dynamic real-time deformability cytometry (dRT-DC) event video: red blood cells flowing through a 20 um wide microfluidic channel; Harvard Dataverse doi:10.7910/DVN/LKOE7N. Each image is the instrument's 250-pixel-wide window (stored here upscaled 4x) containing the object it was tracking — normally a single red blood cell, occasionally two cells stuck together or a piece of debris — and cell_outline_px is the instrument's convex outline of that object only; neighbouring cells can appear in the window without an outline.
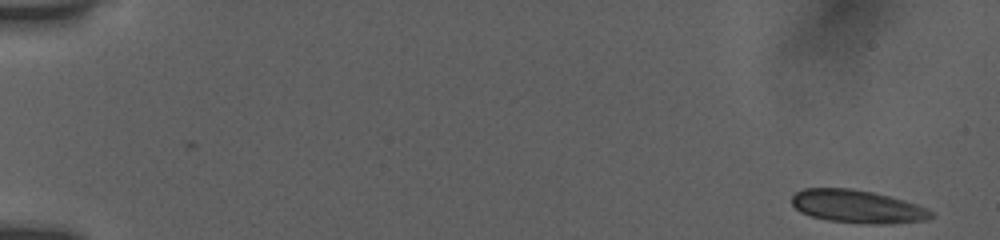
{"species": "human", "species_latin": "Homo sapiens", "temperature_condition": "room temperature", "stored_images_in_passage": 53, "camera_frame_rate_fps": 3000, "um_per_image_px": 0.085, "donor": {"sex": "female"}, "frame": {"image": 1, "passage_image": 1, "time_ms": 0.0, "image_size_px": [1000, 240], "cell_outline_px": [[936, 216], [928, 220], [880, 224], [876, 224], [828, 220], [812, 216], [800, 212], [792, 204], [792, 196], [796, 192], [804, 188], [848, 188], [872, 192], [904, 200], [928, 208]], "centroid_in_image_um": [72.9, 17.55], "position_along_channel_um": 12.1, "area_um2": 26.59}}
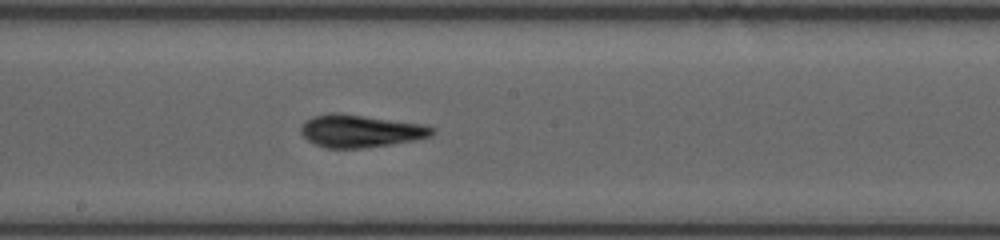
{"frame": {"image": 2, "passage_image": 30, "time_ms": 9.667, "image_size_px": [1000, 240], "cell_outline_px": [[436, 132], [432, 136], [412, 140], [388, 144], [360, 148], [324, 148], [308, 140], [300, 132], [300, 128], [304, 120], [312, 116], [328, 112], [340, 112], [420, 124], [436, 128]], "centroid_in_image_um": [30.58, 11.11], "position_along_channel_um": 217.6, "area_um2": 24.91}}
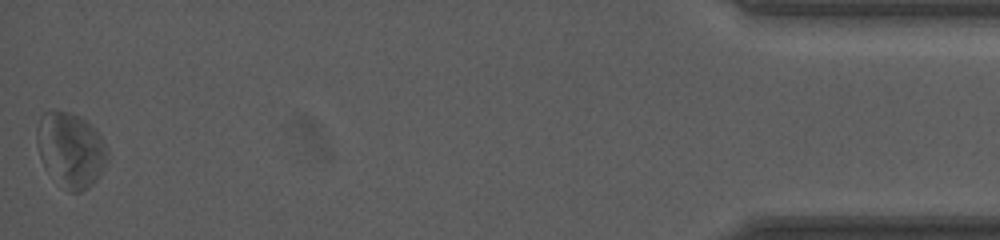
{"frame": {"image": 3, "passage_image": 53, "time_ms": 17.333, "image_size_px": [1000, 240], "cell_outline_px": [[108, 160], [100, 176], [88, 188], [80, 192], [72, 192], [60, 188], [44, 168], [40, 156], [36, 140], [36, 128], [40, 116], [44, 112], [52, 108], [56, 108], [72, 112], [88, 120], [96, 128], [108, 148]], "centroid_in_image_um": [6.0, 12.7], "position_along_channel_um": 429.2, "area_um2": 32.02}, "authors_computed_cell_mechanics": {"area_um2": 25.8944, "velocity_mm_per_s": 3.8345, "shape_relaxation_time_tau1_ms": 5.5013, "shape_relaxation_time_tau2_ms": 1.0871, "deformation_change_tau1": 0.1897, "deformation_change_tau2": 0.0701}}